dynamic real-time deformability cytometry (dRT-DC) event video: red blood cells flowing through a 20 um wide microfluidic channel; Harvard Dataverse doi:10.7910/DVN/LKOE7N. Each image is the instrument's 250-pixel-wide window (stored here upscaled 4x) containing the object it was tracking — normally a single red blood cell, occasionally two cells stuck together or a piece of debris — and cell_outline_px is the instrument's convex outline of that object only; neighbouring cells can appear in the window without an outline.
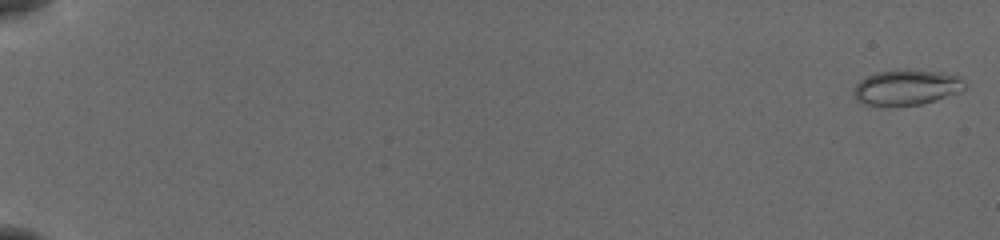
{"species": "common noctule bat (a hibernating species)", "species_latin": "Nyctalus noctula", "temperature_condition": "cold", "stored_images_in_passage": 40, "camera_frame_rate_fps": 3000, "um_per_image_px": 0.085, "animal": {"sex": "female", "body_mass_g": 19.5, "forearm_length_mm": 54.1}, "frame": {"image": 1, "passage_image": 1, "time_ms": 0.0, "image_size_px": [1000, 240], "cell_outline_px": [[964, 88], [960, 92], [936, 100], [920, 104], [864, 104], [856, 100], [852, 96], [852, 88], [860, 80], [876, 72], [940, 72], [960, 76], [964, 84]], "centroid_in_image_um": [77.03, 7.45], "position_along_channel_um": 8.0, "area_um2": 21.91}}
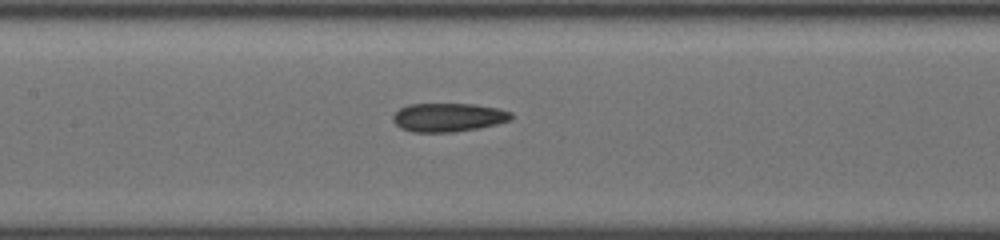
{"frame": {"image": 2, "passage_image": 29, "time_ms": 9.333, "image_size_px": [1000, 240], "cell_outline_px": [[512, 120], [480, 128], [452, 132], [412, 132], [400, 128], [392, 120], [392, 116], [400, 108], [408, 104], [476, 104], [500, 108], [512, 112]], "centroid_in_image_um": [38.12, 9.97], "position_along_channel_um": 169.3, "area_um2": 19.94}}
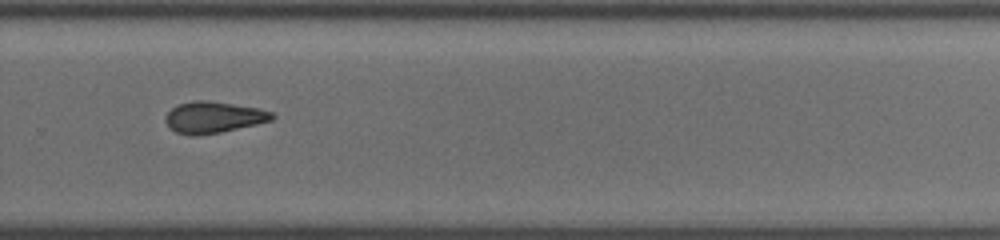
{"frame": {"image": 3, "passage_image": 40, "time_ms": 13.0, "image_size_px": [1000, 240], "cell_outline_px": [[276, 116], [272, 120], [256, 124], [220, 132], [196, 136], [192, 136], [176, 132], [164, 120], [164, 116], [172, 108], [180, 104], [192, 100], [208, 100], [260, 108], [272, 112]], "centroid_in_image_um": [18.15, 9.96], "position_along_channel_um": 311.6, "area_um2": 19.48}}